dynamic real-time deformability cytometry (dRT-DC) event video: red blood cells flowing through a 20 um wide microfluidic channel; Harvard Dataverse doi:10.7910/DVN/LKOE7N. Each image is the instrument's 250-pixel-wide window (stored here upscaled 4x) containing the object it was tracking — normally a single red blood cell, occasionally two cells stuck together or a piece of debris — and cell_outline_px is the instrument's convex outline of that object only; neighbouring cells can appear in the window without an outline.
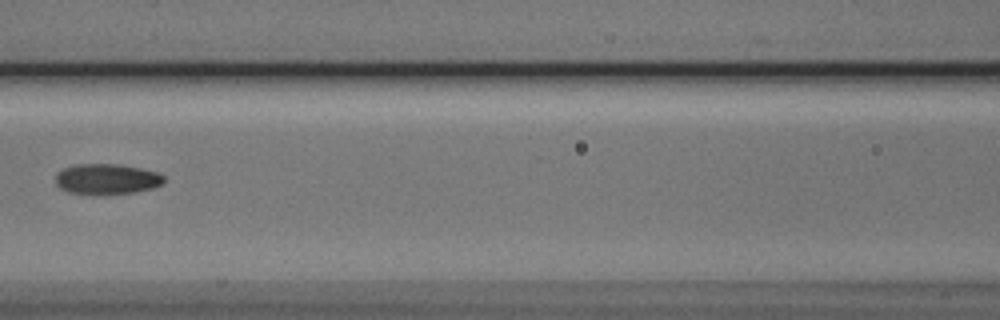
{"species": "Egyptian fruit bat (a non-hibernating species)", "species_latin": "Rousettus aegyptiacus", "temperature_condition": "cold", "stored_images_in_passage": 3, "camera_frame_rate_fps": 3000, "um_per_image_px": 0.085, "animal": {"sex": "male"}, "frame": {"image": 1, "passage_image": 3, "time_ms": 2.333, "image_size_px": [1000, 320], "cell_outline_px": [[164, 180], [160, 184], [152, 188], [132, 192], [100, 196], [92, 196], [68, 192], [60, 188], [56, 184], [56, 176], [64, 168], [76, 164], [116, 164], [140, 168], [156, 172], [164, 176]], "centroid_in_image_um": [9.04, 15.25], "position_along_channel_um": 157.6, "area_um2": 19.42}}